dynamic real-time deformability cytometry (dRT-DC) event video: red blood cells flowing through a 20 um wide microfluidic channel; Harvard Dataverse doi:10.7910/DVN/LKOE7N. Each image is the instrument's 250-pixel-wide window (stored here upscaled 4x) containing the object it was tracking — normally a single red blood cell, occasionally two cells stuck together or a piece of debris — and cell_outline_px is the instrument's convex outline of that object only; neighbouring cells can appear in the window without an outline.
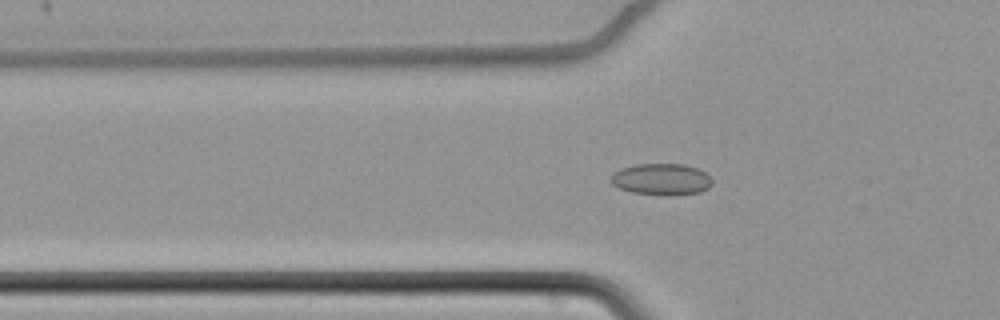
{"species": "common noctule bat (a hibernating species)", "species_latin": "Nyctalus noctula", "temperature_condition": "cold", "stored_images_in_passage": 54, "camera_frame_rate_fps": 3000, "um_per_image_px": 0.085, "animal": {"sex": "female", "body_mass_g": 22.7, "forearm_length_mm": 54.2}, "frame": {"image": 1, "passage_image": 14, "time_ms": 4.333, "image_size_px": [1000, 320], "cell_outline_px": [[712, 184], [708, 188], [700, 192], [672, 196], [660, 196], [632, 192], [620, 188], [612, 184], [608, 180], [612, 172], [620, 168], [636, 164], [684, 164], [696, 168], [704, 172], [712, 180]], "centroid_in_image_um": [56.18, 15.25], "position_along_channel_um": 69.6, "area_um2": 18.96}}
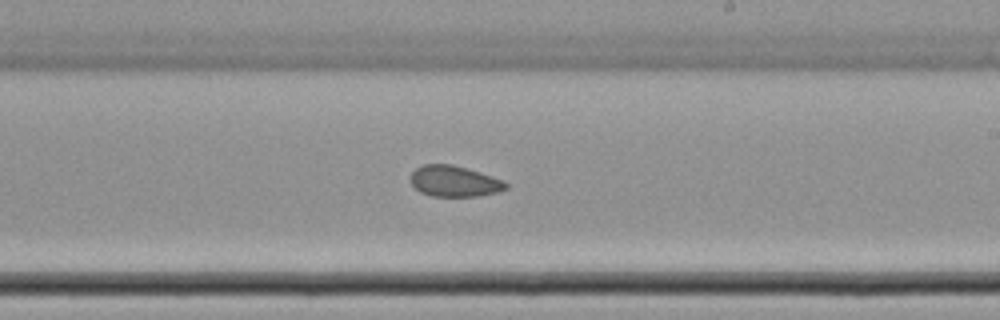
{"frame": {"image": 2, "passage_image": 30, "time_ms": 9.667, "image_size_px": [1000, 320], "cell_outline_px": [[508, 188], [496, 192], [476, 196], [432, 196], [420, 192], [412, 184], [412, 172], [416, 168], [424, 164], [452, 164], [480, 172], [504, 180], [508, 184]], "centroid_in_image_um": [38.64, 15.4], "position_along_channel_um": 250.4, "area_um2": 17.05}}
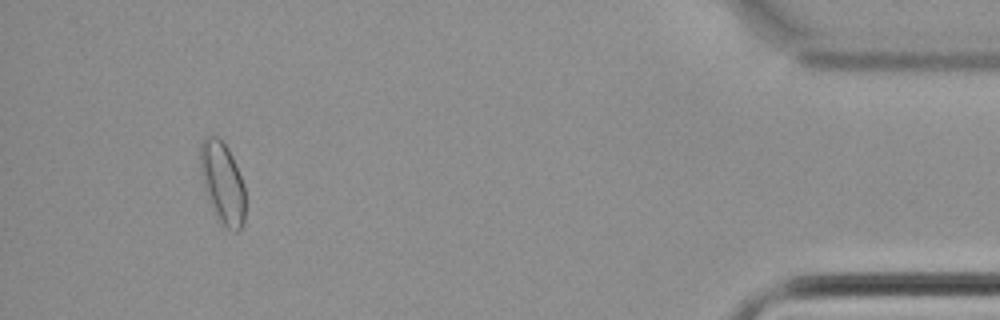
{"frame": {"image": 3, "passage_image": 50, "time_ms": 16.333, "image_size_px": [1000, 320], "cell_outline_px": [[244, 224], [240, 232], [232, 232], [220, 224], [212, 208], [204, 188], [200, 168], [200, 144], [204, 136], [216, 136], [228, 148], [232, 156], [244, 184]], "centroid_in_image_um": [18.91, 15.58], "position_along_channel_um": 416.3, "area_um2": 21.56}, "authors_computed_cell_mechanics": {"area_um2": 18.3515, "velocity_mm_per_s": 3.4423, "shape_relaxation_time_tau1_ms": null, "shape_relaxation_time_tau2_ms": 4.1485, "deformation_change_tau1": null, "deformation_change_tau2": 0.0759}}